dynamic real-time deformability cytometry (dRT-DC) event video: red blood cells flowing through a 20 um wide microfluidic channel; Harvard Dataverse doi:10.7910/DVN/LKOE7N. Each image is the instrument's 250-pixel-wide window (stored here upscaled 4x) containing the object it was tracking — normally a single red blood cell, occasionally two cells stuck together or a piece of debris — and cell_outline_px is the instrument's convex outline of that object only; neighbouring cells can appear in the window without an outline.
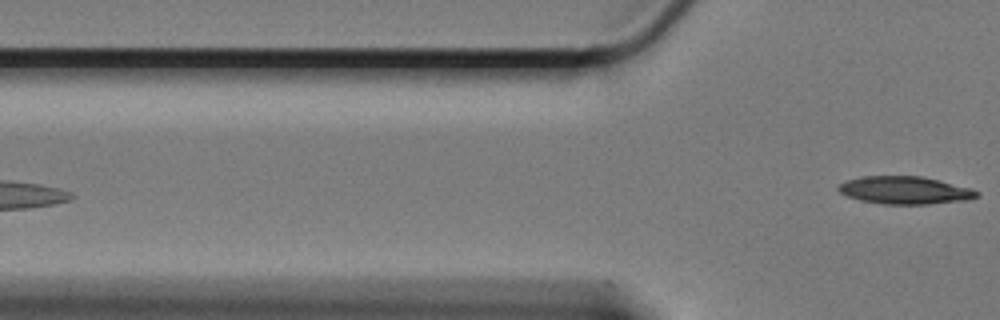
{"species": "Egyptian fruit bat (a non-hibernating species)", "species_latin": "Rousettus aegyptiacus", "temperature_condition": "cold", "stored_images_in_passage": 6, "camera_frame_rate_fps": 3000, "um_per_image_px": 0.085, "animal": {"sex": "female"}, "frame": {"image": 1, "passage_image": 6, "time_ms": 1.667, "image_size_px": [1000, 320], "cell_outline_px": [[980, 196], [968, 200], [928, 204], [884, 204], [860, 200], [848, 196], [840, 192], [836, 188], [844, 180], [860, 176], [920, 176], [972, 188], [980, 192]], "centroid_in_image_um": [76.92, 16.17], "position_along_channel_um": 48.9, "area_um2": 22.43}}